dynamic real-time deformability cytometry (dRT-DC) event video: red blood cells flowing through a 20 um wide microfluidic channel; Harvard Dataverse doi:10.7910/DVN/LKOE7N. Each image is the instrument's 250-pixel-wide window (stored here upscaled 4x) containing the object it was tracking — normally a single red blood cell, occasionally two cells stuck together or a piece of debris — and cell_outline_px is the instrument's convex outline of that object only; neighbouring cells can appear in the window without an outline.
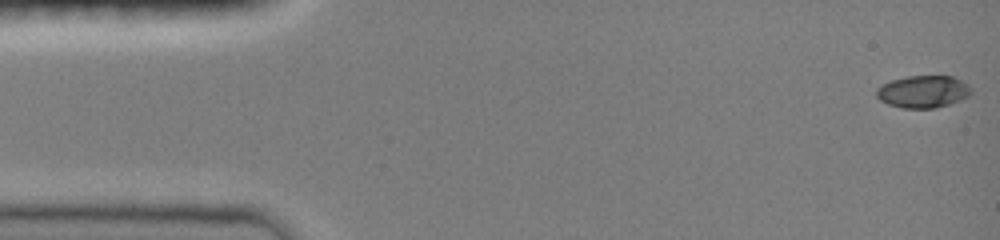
{"species": "common noctule bat (a hibernating species)", "species_latin": "Nyctalus noctula", "temperature_condition": "room temperature", "stored_images_in_passage": 11, "camera_frame_rate_fps": 3000, "um_per_image_px": 0.085, "animal": {"sex": "female", "body_mass_g": 19.0, "forearm_length_mm": 51.5}, "frame": {"image": 1, "passage_image": 1, "time_ms": 0.0, "image_size_px": [1000, 240], "cell_outline_px": [[972, 92], [968, 96], [960, 100], [936, 108], [904, 108], [888, 104], [880, 100], [876, 96], [876, 88], [880, 84], [892, 80], [908, 76], [952, 76], [968, 84], [972, 88]], "centroid_in_image_um": [78.45, 7.78], "position_along_channel_um": 6.5, "area_um2": 17.86}}
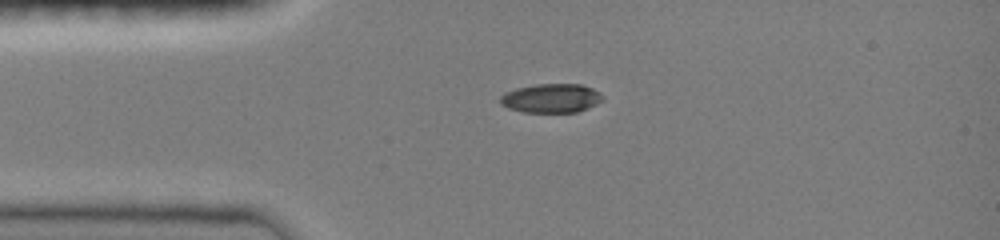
{"frame": {"image": 2, "passage_image": 8, "time_ms": 3.333, "image_size_px": [1000, 240], "cell_outline_px": [[604, 100], [596, 104], [576, 112], [524, 112], [508, 108], [500, 104], [500, 96], [504, 92], [516, 88], [536, 84], [580, 84], [592, 88], [600, 92], [604, 96]], "centroid_in_image_um": [46.85, 8.34], "position_along_channel_um": 38.2, "area_um2": 17.4}}
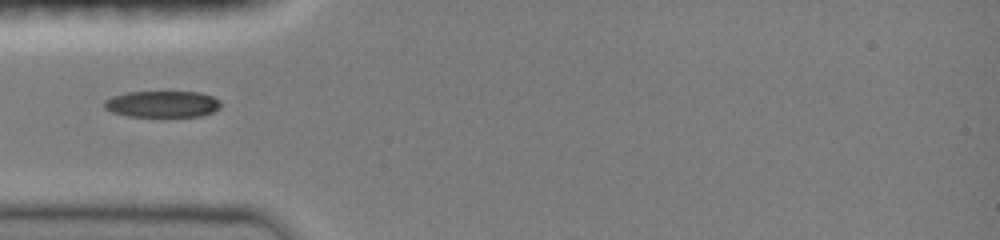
{"frame": {"image": 3, "passage_image": 10, "time_ms": 4.667, "image_size_px": [1000, 240], "cell_outline_px": [[220, 108], [212, 112], [200, 116], [128, 116], [112, 112], [104, 108], [104, 100], [112, 96], [128, 92], [200, 92], [212, 96], [220, 100]], "centroid_in_image_um": [13.79, 8.84], "position_along_channel_um": 71.2, "area_um2": 17.92}}